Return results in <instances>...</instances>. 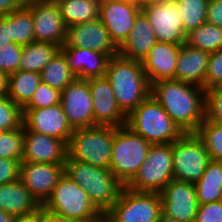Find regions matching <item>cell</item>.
Here are the masks:
<instances>
[{"label": "cell", "mask_w": 222, "mask_h": 222, "mask_svg": "<svg viewBox=\"0 0 222 222\" xmlns=\"http://www.w3.org/2000/svg\"><path fill=\"white\" fill-rule=\"evenodd\" d=\"M206 90L175 79L151 85V96L183 133H196L205 119Z\"/></svg>", "instance_id": "cell-1"}, {"label": "cell", "mask_w": 222, "mask_h": 222, "mask_svg": "<svg viewBox=\"0 0 222 222\" xmlns=\"http://www.w3.org/2000/svg\"><path fill=\"white\" fill-rule=\"evenodd\" d=\"M105 77L126 116L151 95V85L140 61L116 54L109 60Z\"/></svg>", "instance_id": "cell-2"}, {"label": "cell", "mask_w": 222, "mask_h": 222, "mask_svg": "<svg viewBox=\"0 0 222 222\" xmlns=\"http://www.w3.org/2000/svg\"><path fill=\"white\" fill-rule=\"evenodd\" d=\"M64 174L84 189L94 205L105 214L118 199L124 185L110 169L67 159Z\"/></svg>", "instance_id": "cell-3"}, {"label": "cell", "mask_w": 222, "mask_h": 222, "mask_svg": "<svg viewBox=\"0 0 222 222\" xmlns=\"http://www.w3.org/2000/svg\"><path fill=\"white\" fill-rule=\"evenodd\" d=\"M42 207L72 222H96L104 218L87 192L66 174L59 179Z\"/></svg>", "instance_id": "cell-4"}, {"label": "cell", "mask_w": 222, "mask_h": 222, "mask_svg": "<svg viewBox=\"0 0 222 222\" xmlns=\"http://www.w3.org/2000/svg\"><path fill=\"white\" fill-rule=\"evenodd\" d=\"M126 126L150 144L173 143L184 134L151 95L127 116Z\"/></svg>", "instance_id": "cell-5"}, {"label": "cell", "mask_w": 222, "mask_h": 222, "mask_svg": "<svg viewBox=\"0 0 222 222\" xmlns=\"http://www.w3.org/2000/svg\"><path fill=\"white\" fill-rule=\"evenodd\" d=\"M114 126L77 128L67 144V159L110 168Z\"/></svg>", "instance_id": "cell-6"}, {"label": "cell", "mask_w": 222, "mask_h": 222, "mask_svg": "<svg viewBox=\"0 0 222 222\" xmlns=\"http://www.w3.org/2000/svg\"><path fill=\"white\" fill-rule=\"evenodd\" d=\"M150 143L126 125L115 127L110 171L126 186L144 163Z\"/></svg>", "instance_id": "cell-7"}, {"label": "cell", "mask_w": 222, "mask_h": 222, "mask_svg": "<svg viewBox=\"0 0 222 222\" xmlns=\"http://www.w3.org/2000/svg\"><path fill=\"white\" fill-rule=\"evenodd\" d=\"M162 202L157 192H137L126 186L104 214L107 222H158Z\"/></svg>", "instance_id": "cell-8"}, {"label": "cell", "mask_w": 222, "mask_h": 222, "mask_svg": "<svg viewBox=\"0 0 222 222\" xmlns=\"http://www.w3.org/2000/svg\"><path fill=\"white\" fill-rule=\"evenodd\" d=\"M173 180L172 143L151 144L144 163L126 185L137 192L159 193Z\"/></svg>", "instance_id": "cell-9"}, {"label": "cell", "mask_w": 222, "mask_h": 222, "mask_svg": "<svg viewBox=\"0 0 222 222\" xmlns=\"http://www.w3.org/2000/svg\"><path fill=\"white\" fill-rule=\"evenodd\" d=\"M173 180L196 183L210 161L202 140L196 133H184L172 143Z\"/></svg>", "instance_id": "cell-10"}, {"label": "cell", "mask_w": 222, "mask_h": 222, "mask_svg": "<svg viewBox=\"0 0 222 222\" xmlns=\"http://www.w3.org/2000/svg\"><path fill=\"white\" fill-rule=\"evenodd\" d=\"M32 14L34 39L62 47L67 37V26L59 5L52 0H27L24 4Z\"/></svg>", "instance_id": "cell-11"}, {"label": "cell", "mask_w": 222, "mask_h": 222, "mask_svg": "<svg viewBox=\"0 0 222 222\" xmlns=\"http://www.w3.org/2000/svg\"><path fill=\"white\" fill-rule=\"evenodd\" d=\"M141 12L153 28L156 40L182 45L186 34L177 0H160L145 6Z\"/></svg>", "instance_id": "cell-12"}, {"label": "cell", "mask_w": 222, "mask_h": 222, "mask_svg": "<svg viewBox=\"0 0 222 222\" xmlns=\"http://www.w3.org/2000/svg\"><path fill=\"white\" fill-rule=\"evenodd\" d=\"M60 103L73 129L94 127L89 79L76 78L61 91Z\"/></svg>", "instance_id": "cell-13"}, {"label": "cell", "mask_w": 222, "mask_h": 222, "mask_svg": "<svg viewBox=\"0 0 222 222\" xmlns=\"http://www.w3.org/2000/svg\"><path fill=\"white\" fill-rule=\"evenodd\" d=\"M140 12L141 8L131 2L100 0L99 19L117 48L127 39Z\"/></svg>", "instance_id": "cell-14"}, {"label": "cell", "mask_w": 222, "mask_h": 222, "mask_svg": "<svg viewBox=\"0 0 222 222\" xmlns=\"http://www.w3.org/2000/svg\"><path fill=\"white\" fill-rule=\"evenodd\" d=\"M162 213L180 222H194L199 203L194 183L171 180L160 192Z\"/></svg>", "instance_id": "cell-15"}, {"label": "cell", "mask_w": 222, "mask_h": 222, "mask_svg": "<svg viewBox=\"0 0 222 222\" xmlns=\"http://www.w3.org/2000/svg\"><path fill=\"white\" fill-rule=\"evenodd\" d=\"M23 126L39 134L64 140L67 144L73 133L61 103L40 109H22Z\"/></svg>", "instance_id": "cell-16"}, {"label": "cell", "mask_w": 222, "mask_h": 222, "mask_svg": "<svg viewBox=\"0 0 222 222\" xmlns=\"http://www.w3.org/2000/svg\"><path fill=\"white\" fill-rule=\"evenodd\" d=\"M89 90L93 100L94 126L126 125L127 116L119 108L113 88L105 76L89 79Z\"/></svg>", "instance_id": "cell-17"}, {"label": "cell", "mask_w": 222, "mask_h": 222, "mask_svg": "<svg viewBox=\"0 0 222 222\" xmlns=\"http://www.w3.org/2000/svg\"><path fill=\"white\" fill-rule=\"evenodd\" d=\"M64 174V164L21 162L20 180L29 192L43 205Z\"/></svg>", "instance_id": "cell-18"}, {"label": "cell", "mask_w": 222, "mask_h": 222, "mask_svg": "<svg viewBox=\"0 0 222 222\" xmlns=\"http://www.w3.org/2000/svg\"><path fill=\"white\" fill-rule=\"evenodd\" d=\"M67 143L59 138L36 133L24 127L22 162L64 164Z\"/></svg>", "instance_id": "cell-19"}, {"label": "cell", "mask_w": 222, "mask_h": 222, "mask_svg": "<svg viewBox=\"0 0 222 222\" xmlns=\"http://www.w3.org/2000/svg\"><path fill=\"white\" fill-rule=\"evenodd\" d=\"M63 46L88 48L106 53L111 57L118 54V48L111 41L109 33L100 19L67 27V37Z\"/></svg>", "instance_id": "cell-20"}, {"label": "cell", "mask_w": 222, "mask_h": 222, "mask_svg": "<svg viewBox=\"0 0 222 222\" xmlns=\"http://www.w3.org/2000/svg\"><path fill=\"white\" fill-rule=\"evenodd\" d=\"M179 50V44L160 41H157L150 49L141 62L150 85L161 80L175 78Z\"/></svg>", "instance_id": "cell-21"}, {"label": "cell", "mask_w": 222, "mask_h": 222, "mask_svg": "<svg viewBox=\"0 0 222 222\" xmlns=\"http://www.w3.org/2000/svg\"><path fill=\"white\" fill-rule=\"evenodd\" d=\"M60 52L65 56L69 69L79 79L103 77L106 74L110 55L88 48L62 46Z\"/></svg>", "instance_id": "cell-22"}, {"label": "cell", "mask_w": 222, "mask_h": 222, "mask_svg": "<svg viewBox=\"0 0 222 222\" xmlns=\"http://www.w3.org/2000/svg\"><path fill=\"white\" fill-rule=\"evenodd\" d=\"M210 53L183 43L176 63L175 80L205 89V76Z\"/></svg>", "instance_id": "cell-23"}, {"label": "cell", "mask_w": 222, "mask_h": 222, "mask_svg": "<svg viewBox=\"0 0 222 222\" xmlns=\"http://www.w3.org/2000/svg\"><path fill=\"white\" fill-rule=\"evenodd\" d=\"M156 43L152 26L147 17L140 12L127 39L118 48V54L142 62Z\"/></svg>", "instance_id": "cell-24"}, {"label": "cell", "mask_w": 222, "mask_h": 222, "mask_svg": "<svg viewBox=\"0 0 222 222\" xmlns=\"http://www.w3.org/2000/svg\"><path fill=\"white\" fill-rule=\"evenodd\" d=\"M42 207L38 200L18 179L12 183L0 185V209L14 216L33 214Z\"/></svg>", "instance_id": "cell-25"}, {"label": "cell", "mask_w": 222, "mask_h": 222, "mask_svg": "<svg viewBox=\"0 0 222 222\" xmlns=\"http://www.w3.org/2000/svg\"><path fill=\"white\" fill-rule=\"evenodd\" d=\"M194 186L199 204L222 200V162L210 160Z\"/></svg>", "instance_id": "cell-26"}, {"label": "cell", "mask_w": 222, "mask_h": 222, "mask_svg": "<svg viewBox=\"0 0 222 222\" xmlns=\"http://www.w3.org/2000/svg\"><path fill=\"white\" fill-rule=\"evenodd\" d=\"M40 83V73L18 70L8 75L7 97L23 109L30 102Z\"/></svg>", "instance_id": "cell-27"}, {"label": "cell", "mask_w": 222, "mask_h": 222, "mask_svg": "<svg viewBox=\"0 0 222 222\" xmlns=\"http://www.w3.org/2000/svg\"><path fill=\"white\" fill-rule=\"evenodd\" d=\"M60 49L59 45L48 42L34 41L23 45L19 70L41 73Z\"/></svg>", "instance_id": "cell-28"}, {"label": "cell", "mask_w": 222, "mask_h": 222, "mask_svg": "<svg viewBox=\"0 0 222 222\" xmlns=\"http://www.w3.org/2000/svg\"><path fill=\"white\" fill-rule=\"evenodd\" d=\"M56 2L67 27L99 18L100 0H57Z\"/></svg>", "instance_id": "cell-29"}, {"label": "cell", "mask_w": 222, "mask_h": 222, "mask_svg": "<svg viewBox=\"0 0 222 222\" xmlns=\"http://www.w3.org/2000/svg\"><path fill=\"white\" fill-rule=\"evenodd\" d=\"M185 44L213 53L222 49V28L207 21L186 34Z\"/></svg>", "instance_id": "cell-30"}, {"label": "cell", "mask_w": 222, "mask_h": 222, "mask_svg": "<svg viewBox=\"0 0 222 222\" xmlns=\"http://www.w3.org/2000/svg\"><path fill=\"white\" fill-rule=\"evenodd\" d=\"M40 75L41 82L60 92L77 78L69 69L66 58L60 51L46 64Z\"/></svg>", "instance_id": "cell-31"}, {"label": "cell", "mask_w": 222, "mask_h": 222, "mask_svg": "<svg viewBox=\"0 0 222 222\" xmlns=\"http://www.w3.org/2000/svg\"><path fill=\"white\" fill-rule=\"evenodd\" d=\"M31 11L23 5L10 14V32L14 43L27 45L35 41Z\"/></svg>", "instance_id": "cell-32"}, {"label": "cell", "mask_w": 222, "mask_h": 222, "mask_svg": "<svg viewBox=\"0 0 222 222\" xmlns=\"http://www.w3.org/2000/svg\"><path fill=\"white\" fill-rule=\"evenodd\" d=\"M177 3L185 34L206 22L208 0H177Z\"/></svg>", "instance_id": "cell-33"}, {"label": "cell", "mask_w": 222, "mask_h": 222, "mask_svg": "<svg viewBox=\"0 0 222 222\" xmlns=\"http://www.w3.org/2000/svg\"><path fill=\"white\" fill-rule=\"evenodd\" d=\"M196 135L204 143L210 160L222 162V124L204 119Z\"/></svg>", "instance_id": "cell-34"}, {"label": "cell", "mask_w": 222, "mask_h": 222, "mask_svg": "<svg viewBox=\"0 0 222 222\" xmlns=\"http://www.w3.org/2000/svg\"><path fill=\"white\" fill-rule=\"evenodd\" d=\"M24 146V126L0 132V158L22 162Z\"/></svg>", "instance_id": "cell-35"}, {"label": "cell", "mask_w": 222, "mask_h": 222, "mask_svg": "<svg viewBox=\"0 0 222 222\" xmlns=\"http://www.w3.org/2000/svg\"><path fill=\"white\" fill-rule=\"evenodd\" d=\"M22 124V109L9 97L0 98V132L17 129Z\"/></svg>", "instance_id": "cell-36"}, {"label": "cell", "mask_w": 222, "mask_h": 222, "mask_svg": "<svg viewBox=\"0 0 222 222\" xmlns=\"http://www.w3.org/2000/svg\"><path fill=\"white\" fill-rule=\"evenodd\" d=\"M61 92L41 82L33 93L30 102L23 109H40L60 103Z\"/></svg>", "instance_id": "cell-37"}, {"label": "cell", "mask_w": 222, "mask_h": 222, "mask_svg": "<svg viewBox=\"0 0 222 222\" xmlns=\"http://www.w3.org/2000/svg\"><path fill=\"white\" fill-rule=\"evenodd\" d=\"M22 48L14 42L0 46V71L10 75L19 70Z\"/></svg>", "instance_id": "cell-38"}, {"label": "cell", "mask_w": 222, "mask_h": 222, "mask_svg": "<svg viewBox=\"0 0 222 222\" xmlns=\"http://www.w3.org/2000/svg\"><path fill=\"white\" fill-rule=\"evenodd\" d=\"M205 119L222 124V90L219 87L205 92Z\"/></svg>", "instance_id": "cell-39"}, {"label": "cell", "mask_w": 222, "mask_h": 222, "mask_svg": "<svg viewBox=\"0 0 222 222\" xmlns=\"http://www.w3.org/2000/svg\"><path fill=\"white\" fill-rule=\"evenodd\" d=\"M222 84V49L210 53L206 76L205 90Z\"/></svg>", "instance_id": "cell-40"}, {"label": "cell", "mask_w": 222, "mask_h": 222, "mask_svg": "<svg viewBox=\"0 0 222 222\" xmlns=\"http://www.w3.org/2000/svg\"><path fill=\"white\" fill-rule=\"evenodd\" d=\"M194 222H222V200L199 204Z\"/></svg>", "instance_id": "cell-41"}, {"label": "cell", "mask_w": 222, "mask_h": 222, "mask_svg": "<svg viewBox=\"0 0 222 222\" xmlns=\"http://www.w3.org/2000/svg\"><path fill=\"white\" fill-rule=\"evenodd\" d=\"M21 161L0 158V185L20 179Z\"/></svg>", "instance_id": "cell-42"}, {"label": "cell", "mask_w": 222, "mask_h": 222, "mask_svg": "<svg viewBox=\"0 0 222 222\" xmlns=\"http://www.w3.org/2000/svg\"><path fill=\"white\" fill-rule=\"evenodd\" d=\"M206 21L222 28V0H208Z\"/></svg>", "instance_id": "cell-43"}, {"label": "cell", "mask_w": 222, "mask_h": 222, "mask_svg": "<svg viewBox=\"0 0 222 222\" xmlns=\"http://www.w3.org/2000/svg\"><path fill=\"white\" fill-rule=\"evenodd\" d=\"M13 42L10 32V14L0 17V46Z\"/></svg>", "instance_id": "cell-44"}, {"label": "cell", "mask_w": 222, "mask_h": 222, "mask_svg": "<svg viewBox=\"0 0 222 222\" xmlns=\"http://www.w3.org/2000/svg\"><path fill=\"white\" fill-rule=\"evenodd\" d=\"M24 4L25 0H0V17L13 13Z\"/></svg>", "instance_id": "cell-45"}, {"label": "cell", "mask_w": 222, "mask_h": 222, "mask_svg": "<svg viewBox=\"0 0 222 222\" xmlns=\"http://www.w3.org/2000/svg\"><path fill=\"white\" fill-rule=\"evenodd\" d=\"M39 222H72L66 220L62 216L49 212L45 208L41 207L39 209Z\"/></svg>", "instance_id": "cell-46"}, {"label": "cell", "mask_w": 222, "mask_h": 222, "mask_svg": "<svg viewBox=\"0 0 222 222\" xmlns=\"http://www.w3.org/2000/svg\"><path fill=\"white\" fill-rule=\"evenodd\" d=\"M11 222H39V211L25 216H14Z\"/></svg>", "instance_id": "cell-47"}, {"label": "cell", "mask_w": 222, "mask_h": 222, "mask_svg": "<svg viewBox=\"0 0 222 222\" xmlns=\"http://www.w3.org/2000/svg\"><path fill=\"white\" fill-rule=\"evenodd\" d=\"M8 94V75L0 71V98L7 97Z\"/></svg>", "instance_id": "cell-48"}, {"label": "cell", "mask_w": 222, "mask_h": 222, "mask_svg": "<svg viewBox=\"0 0 222 222\" xmlns=\"http://www.w3.org/2000/svg\"><path fill=\"white\" fill-rule=\"evenodd\" d=\"M13 216L3 209H0V222H11Z\"/></svg>", "instance_id": "cell-49"}, {"label": "cell", "mask_w": 222, "mask_h": 222, "mask_svg": "<svg viewBox=\"0 0 222 222\" xmlns=\"http://www.w3.org/2000/svg\"><path fill=\"white\" fill-rule=\"evenodd\" d=\"M159 1L160 0H138V7L142 9L145 6L151 5Z\"/></svg>", "instance_id": "cell-50"}, {"label": "cell", "mask_w": 222, "mask_h": 222, "mask_svg": "<svg viewBox=\"0 0 222 222\" xmlns=\"http://www.w3.org/2000/svg\"><path fill=\"white\" fill-rule=\"evenodd\" d=\"M158 222H180V221L175 218H170L164 215L163 213H161Z\"/></svg>", "instance_id": "cell-51"}, {"label": "cell", "mask_w": 222, "mask_h": 222, "mask_svg": "<svg viewBox=\"0 0 222 222\" xmlns=\"http://www.w3.org/2000/svg\"><path fill=\"white\" fill-rule=\"evenodd\" d=\"M123 1L131 2L138 6V0H123Z\"/></svg>", "instance_id": "cell-52"}, {"label": "cell", "mask_w": 222, "mask_h": 222, "mask_svg": "<svg viewBox=\"0 0 222 222\" xmlns=\"http://www.w3.org/2000/svg\"><path fill=\"white\" fill-rule=\"evenodd\" d=\"M96 222H107V221H106V219H105V217H104V218H102V219H100V220H98V221H96Z\"/></svg>", "instance_id": "cell-53"}]
</instances>
